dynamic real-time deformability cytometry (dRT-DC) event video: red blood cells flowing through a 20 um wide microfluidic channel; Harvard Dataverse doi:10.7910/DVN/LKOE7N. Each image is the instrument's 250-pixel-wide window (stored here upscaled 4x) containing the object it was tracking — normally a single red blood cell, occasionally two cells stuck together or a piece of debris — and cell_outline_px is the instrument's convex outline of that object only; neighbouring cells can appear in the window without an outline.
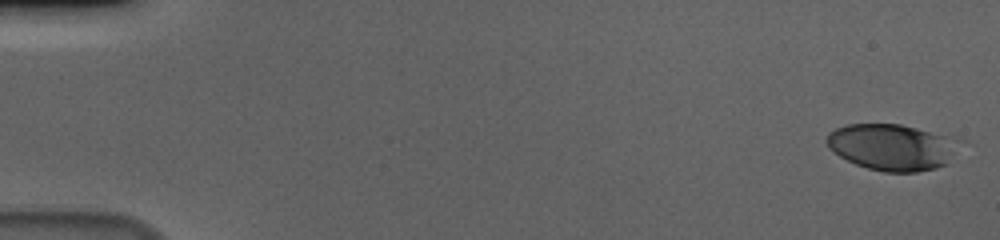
{"species": "human", "species_latin": "Homo sapiens", "temperature_condition": "cold", "stored_images_in_passage": 56, "camera_frame_rate_fps": 3000, "um_per_image_px": 0.085, "donor": {"sex": "male"}, "frame": {"image": 1, "passage_image": 1, "time_ms": 0.0, "image_size_px": [1000, 240], "cell_outline_px": [[964, 140], [948, 164], [936, 168], [916, 172], [884, 172], [868, 168], [856, 164], [840, 156], [828, 148], [824, 140], [828, 132], [836, 128], [848, 124], [900, 124], [960, 136]], "centroid_in_image_um": [75.92, 12.48], "position_along_channel_um": 9.1, "area_um2": 36.88}}
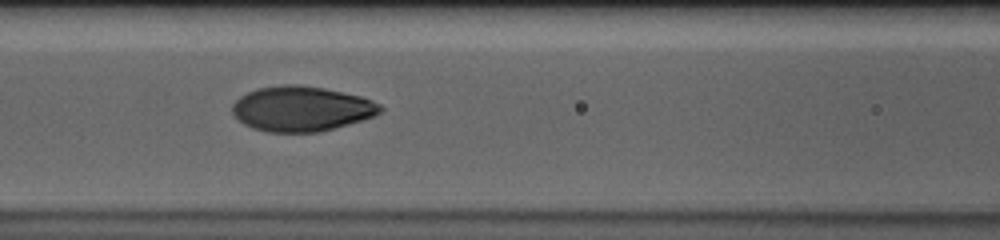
{"frame": {"image": 2, "passage_image": 25, "time_ms": 8.0, "image_size_px": [1000, 240], "cell_outline_px": [[384, 108], [376, 116], [320, 132], [268, 132], [252, 128], [244, 124], [232, 112], [232, 104], [240, 96], [248, 92], [260, 88], [284, 84], [296, 84], [324, 88], [360, 96], [372, 100], [380, 104]], "centroid_in_image_um": [25.64, 9.25], "position_along_channel_um": 141.0, "area_um2": 38.78}}
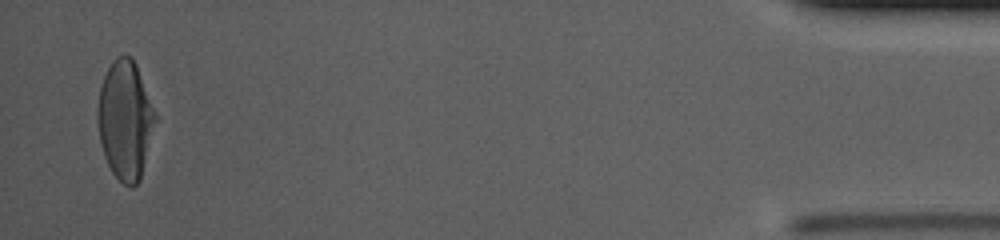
{"frame": {"image": 3, "passage_image": 55, "time_ms": 18.0, "image_size_px": [1000, 240], "cell_outline_px": [[156, 120], [140, 180], [132, 188], [128, 188], [112, 172], [104, 156], [100, 140], [96, 108], [100, 88], [104, 76], [112, 60], [116, 56], [124, 52], [132, 56], [136, 64], [156, 116]], "centroid_in_image_um": [10.62, 10.17], "position_along_channel_um": 424.6, "area_um2": 39.77}, "authors_computed_cell_mechanics": {"area_um2": 38.6104, "velocity_mm_per_s": 3.6329, "shape_relaxation_time_tau1_ms": 3.4393, "shape_relaxation_time_tau2_ms": 0.9402, "deformation_change_tau1": 0.1685, "deformation_change_tau2": 0.0456}}